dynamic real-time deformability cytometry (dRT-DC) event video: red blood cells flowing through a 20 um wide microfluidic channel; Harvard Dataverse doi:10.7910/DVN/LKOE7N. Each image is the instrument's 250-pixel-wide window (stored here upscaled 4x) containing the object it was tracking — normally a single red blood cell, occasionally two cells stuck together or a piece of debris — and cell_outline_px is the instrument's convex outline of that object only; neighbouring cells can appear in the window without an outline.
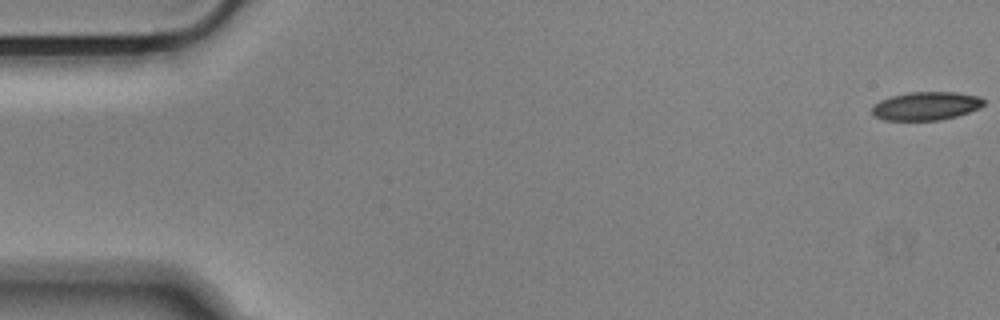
{"species": "Egyptian fruit bat (a non-hibernating species)", "species_latin": "Rousettus aegyptiacus", "temperature_condition": "cold", "stored_images_in_passage": 55, "camera_frame_rate_fps": 3000, "um_per_image_px": 0.085, "animal": {"sex": "male"}, "frame": {"image": 1, "passage_image": 1, "time_ms": 0.0, "image_size_px": [1000, 320], "cell_outline_px": [[984, 104], [980, 108], [956, 116], [940, 120], [884, 120], [872, 116], [872, 104], [880, 100], [892, 96], [908, 92], [956, 92], [980, 96], [984, 100]], "centroid_in_image_um": [78.69, 9.0], "position_along_channel_um": 6.3, "area_um2": 18.61}}
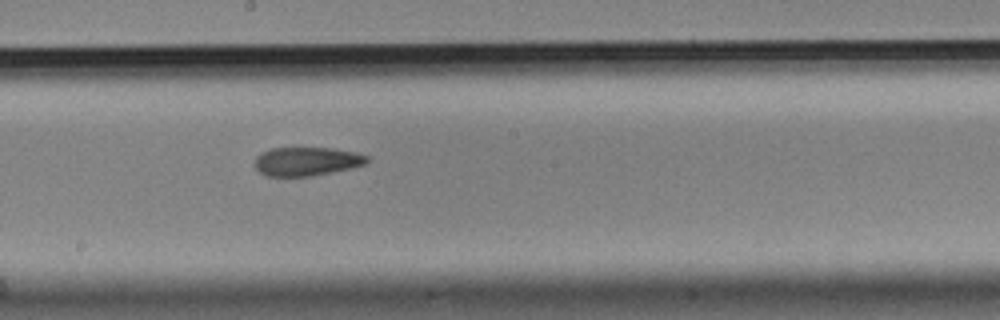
{"frame": {"image": 2, "passage_image": 30, "time_ms": 9.667, "image_size_px": [1000, 320], "cell_outline_px": [[368, 160], [364, 164], [352, 168], [312, 176], [268, 176], [260, 172], [252, 164], [256, 156], [260, 152], [272, 148], [332, 148], [356, 152], [368, 156]], "centroid_in_image_um": [26.03, 13.71], "position_along_channel_um": 222.2, "area_um2": 18.9}}
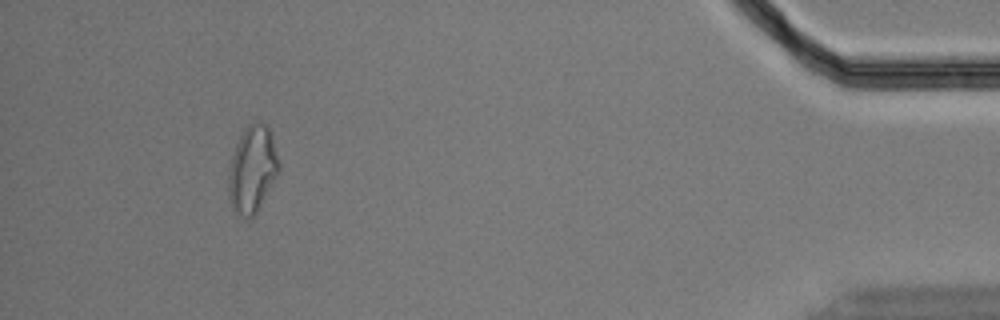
{"frame": {"image": 3, "passage_image": 51, "time_ms": 16.667, "image_size_px": [1000, 320], "cell_outline_px": [[280, 168], [256, 216], [248, 220], [240, 216], [232, 208], [228, 196], [228, 168], [236, 144], [244, 128], [248, 124], [256, 120], [264, 124], [272, 132], [280, 164]], "centroid_in_image_um": [21.44, 14.41], "position_along_channel_um": 413.8, "area_um2": 26.01}, "authors_computed_cell_mechanics": {"area_um2": 19.8832, "velocity_mm_per_s": 3.6652, "shape_relaxation_time_tau1_ms": 5.657, "shape_relaxation_time_tau2_ms": 2.794, "deformation_change_tau1": 0.1538, "deformation_change_tau2": 0.101}}